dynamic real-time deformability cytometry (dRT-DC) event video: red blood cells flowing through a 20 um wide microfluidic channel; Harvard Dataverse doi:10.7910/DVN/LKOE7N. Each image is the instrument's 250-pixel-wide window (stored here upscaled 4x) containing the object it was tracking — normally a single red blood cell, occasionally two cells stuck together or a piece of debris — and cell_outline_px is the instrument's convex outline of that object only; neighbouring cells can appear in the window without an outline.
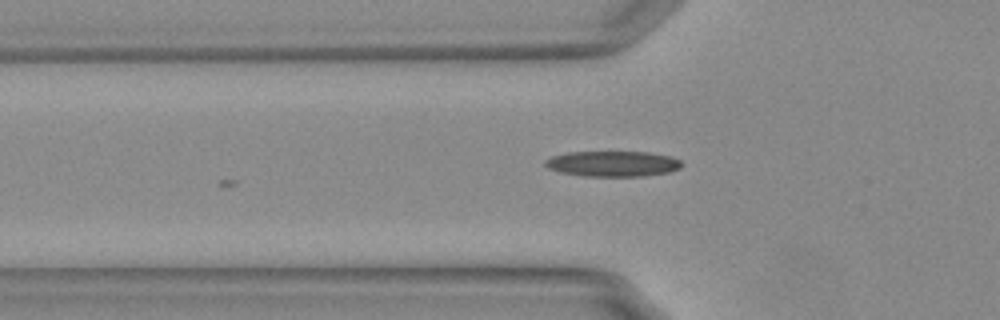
{"species": "Egyptian fruit bat (a non-hibernating species)", "species_latin": "Rousettus aegyptiacus", "temperature_condition": "warm", "stored_images_in_passage": 8, "camera_frame_rate_fps": 3000, "um_per_image_px": 0.085, "animal": {"sex": "female"}, "frame": {"image": 1, "passage_image": 2, "time_ms": 0.333, "image_size_px": [1000, 320], "cell_outline_px": [[680, 168], [668, 172], [640, 176], [584, 176], [560, 172], [548, 168], [544, 164], [544, 160], [552, 156], [568, 152], [648, 152], [668, 156], [680, 160]], "centroid_in_image_um": [52.03, 13.91], "position_along_channel_um": 73.8, "area_um2": 20.11}}